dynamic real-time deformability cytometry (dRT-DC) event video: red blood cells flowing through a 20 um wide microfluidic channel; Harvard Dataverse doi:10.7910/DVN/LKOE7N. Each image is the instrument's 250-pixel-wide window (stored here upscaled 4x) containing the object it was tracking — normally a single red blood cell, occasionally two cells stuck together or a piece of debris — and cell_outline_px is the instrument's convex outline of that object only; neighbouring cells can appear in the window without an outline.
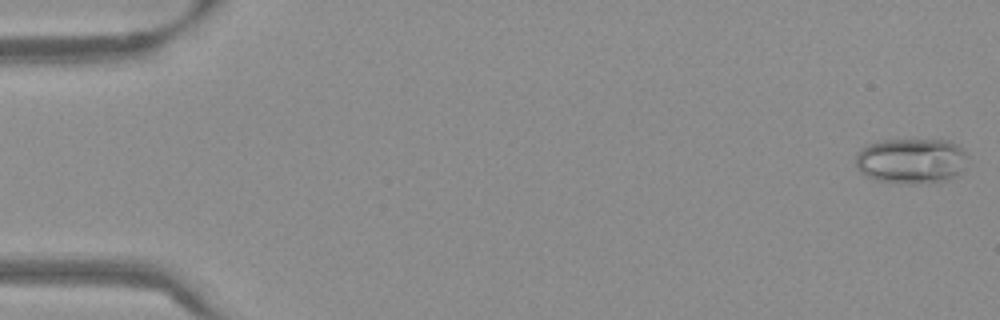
{"species": "Egyptian fruit bat (a non-hibernating species)", "species_latin": "Rousettus aegyptiacus", "temperature_condition": "warm", "stored_images_in_passage": 53, "camera_frame_rate_fps": 3000, "um_per_image_px": 0.085, "frame": {"image": 1, "passage_image": 1, "time_ms": 0.0, "image_size_px": [1000, 320], "cell_outline_px": [[968, 156], [964, 168], [960, 176], [948, 180], [912, 184], [908, 184], [876, 180], [860, 172], [856, 164], [856, 152], [860, 148], [868, 144], [880, 140], [952, 140]], "centroid_in_image_um": [77.48, 13.67], "position_along_channel_um": 7.5, "area_um2": 30.0}}
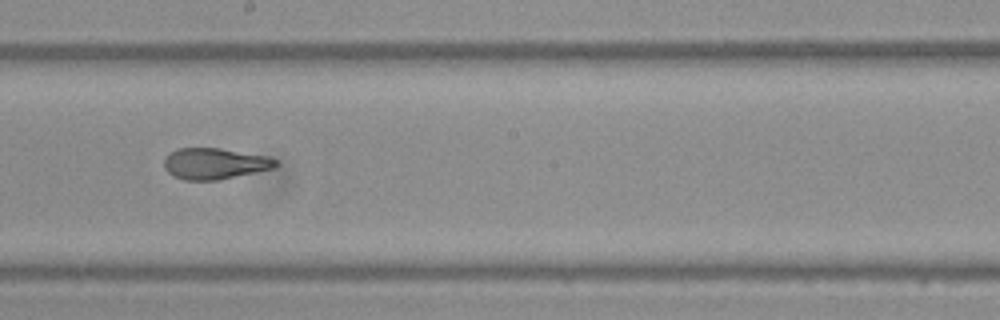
{"frame": {"image": 2, "passage_image": 30, "time_ms": 9.667, "image_size_px": [1000, 320], "cell_outline_px": [[276, 168], [216, 180], [184, 180], [172, 176], [164, 168], [164, 160], [176, 148], [220, 148], [268, 156], [276, 160]], "centroid_in_image_um": [18.24, 13.91], "position_along_channel_um": 230.0, "area_um2": 20.17}}
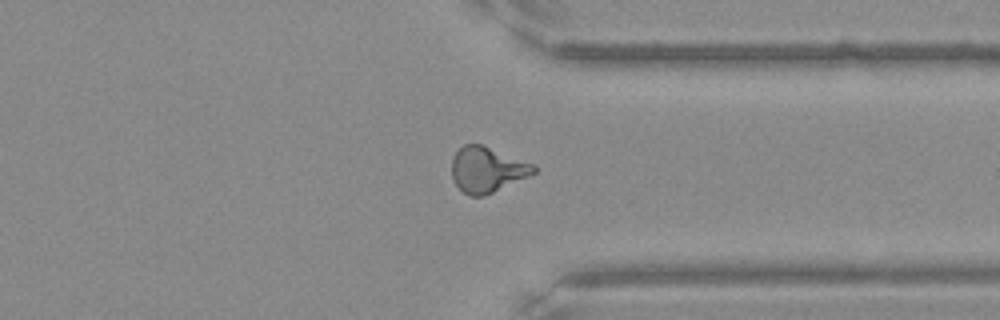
{"frame": {"image": 3, "passage_image": 41, "time_ms": 13.333, "image_size_px": [1000, 320], "cell_outline_px": [[536, 172], [528, 176], [484, 196], [468, 196], [452, 180], [452, 156], [464, 144], [480, 144], [536, 164]], "centroid_in_image_um": [41.4, 14.41], "position_along_channel_um": 370.0, "area_um2": 21.62}, "authors_computed_cell_mechanics": {"area_um2": 21.2704, "velocity_mm_per_s": 3.8533, "shape_relaxation_time_tau1_ms": null, "shape_relaxation_time_tau2_ms": 1.6141, "deformation_change_tau1": null, "deformation_change_tau2": 0.0869}}